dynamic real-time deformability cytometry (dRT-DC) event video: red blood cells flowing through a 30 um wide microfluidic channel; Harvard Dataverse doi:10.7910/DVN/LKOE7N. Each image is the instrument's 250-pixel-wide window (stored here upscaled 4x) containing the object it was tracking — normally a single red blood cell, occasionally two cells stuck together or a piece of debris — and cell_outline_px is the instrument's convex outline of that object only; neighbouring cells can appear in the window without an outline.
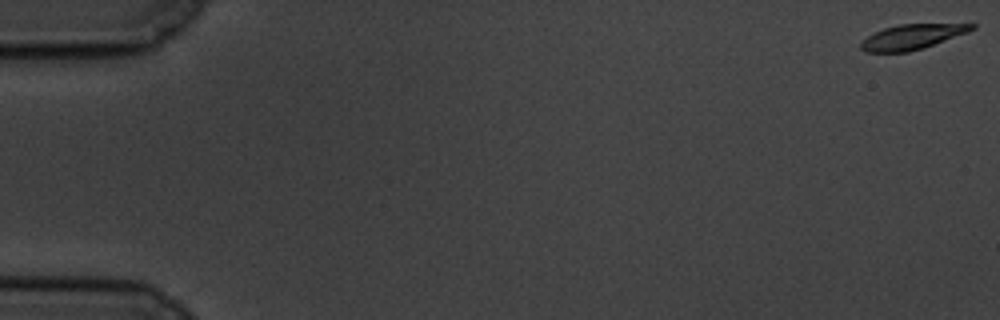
{"species": "common noctule bat (a hibernating species)", "species_latin": "Nyctalus noctula", "temperature_condition": "cold", "stored_images_in_passage": 60, "camera_frame_rate_fps": 3000, "um_per_image_px": 0.085, "animal": {"sex": "male", "body_mass_g": 19.5, "forearm_length_mm": 54.6}, "frame": {"image": 1, "passage_image": 1, "time_ms": 0.0, "image_size_px": [1000, 320], "cell_outline_px": [[976, 28], [968, 32], [924, 48], [908, 52], [864, 52], [860, 48], [860, 44], [868, 36], [884, 28], [900, 24], [976, 24]], "centroid_in_image_um": [77.53, 3.14], "position_along_channel_um": 7.5, "area_um2": 16.01}}
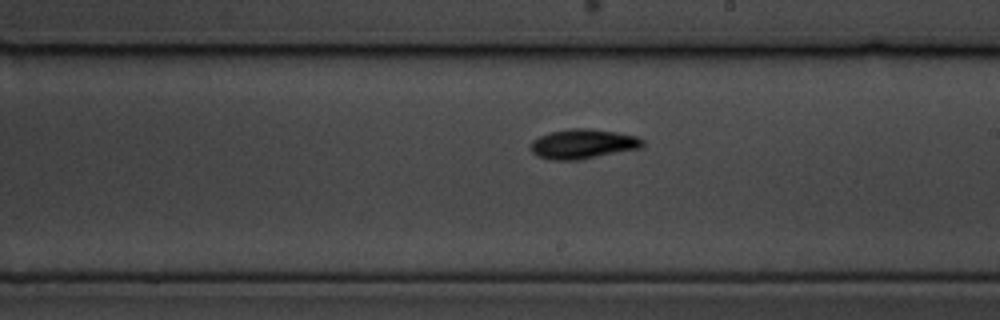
{"frame": {"image": 2, "passage_image": 35, "time_ms": 11.333, "image_size_px": [1000, 320], "cell_outline_px": [[644, 148], [576, 160], [552, 160], [536, 156], [532, 152], [532, 140], [548, 132], [572, 128], [588, 128], [616, 132], [636, 136], [644, 140]], "centroid_in_image_um": [49.57, 12.23], "position_along_channel_um": 239.4, "area_um2": 19.42}}
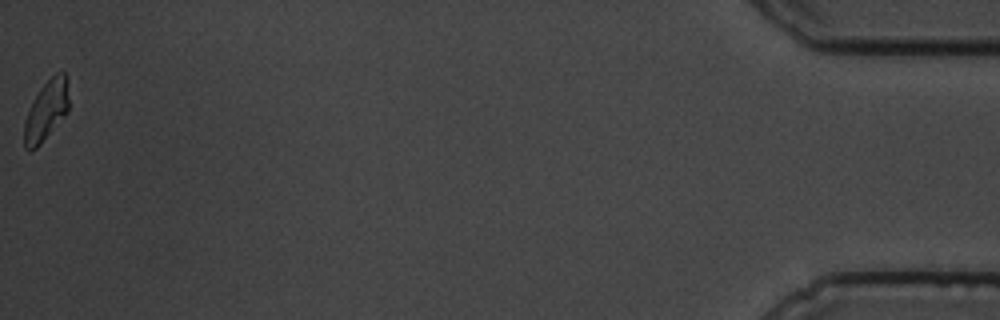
{"frame": {"image": 3, "passage_image": 60, "time_ms": 19.667, "image_size_px": [1000, 320], "cell_outline_px": [[68, 112], [40, 144], [36, 148], [24, 148], [24, 124], [28, 112], [40, 88], [56, 72], [64, 72], [68, 80]], "centroid_in_image_um": [3.96, 9.37], "position_along_channel_um": 431.2, "area_um2": 15.26}, "authors_computed_cell_mechanics": {"area_um2": 17.4267, "velocity_mm_per_s": 3.414, "shape_relaxation_time_tau1_ms": 4.5544, "shape_relaxation_time_tau2_ms": 6.9241, "deformation_change_tau1": 0.1559, "deformation_change_tau2": 0.1049}}